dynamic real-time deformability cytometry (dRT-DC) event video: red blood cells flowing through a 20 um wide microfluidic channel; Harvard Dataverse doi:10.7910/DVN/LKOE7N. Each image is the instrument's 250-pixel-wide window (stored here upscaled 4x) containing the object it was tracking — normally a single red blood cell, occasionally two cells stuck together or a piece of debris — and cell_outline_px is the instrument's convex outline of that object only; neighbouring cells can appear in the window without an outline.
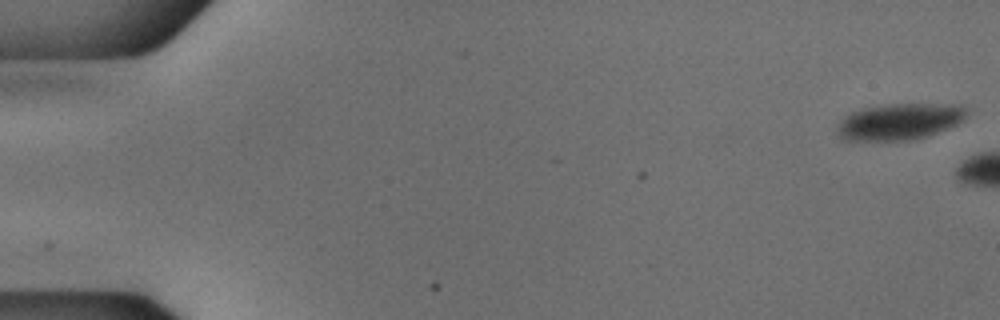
{"species": "common noctule bat (a hibernating species)", "species_latin": "Nyctalus noctula", "temperature_condition": "cold", "stored_images_in_passage": 5, "camera_frame_rate_fps": 3000, "um_per_image_px": 0.085, "animal": {"sex": "male", "body_mass_g": 18.8}, "frame": {"image": 1, "passage_image": 1, "time_ms": 0.0, "image_size_px": [1000, 320], "cell_outline_px": [[968, 112], [964, 120], [956, 124], [936, 132], [912, 140], [840, 140], [836, 136], [836, 124], [844, 116], [852, 112], [868, 108], [888, 104], [964, 104], [968, 108]], "centroid_in_image_um": [76.44, 10.33], "position_along_channel_um": 8.6, "area_um2": 27.57}}